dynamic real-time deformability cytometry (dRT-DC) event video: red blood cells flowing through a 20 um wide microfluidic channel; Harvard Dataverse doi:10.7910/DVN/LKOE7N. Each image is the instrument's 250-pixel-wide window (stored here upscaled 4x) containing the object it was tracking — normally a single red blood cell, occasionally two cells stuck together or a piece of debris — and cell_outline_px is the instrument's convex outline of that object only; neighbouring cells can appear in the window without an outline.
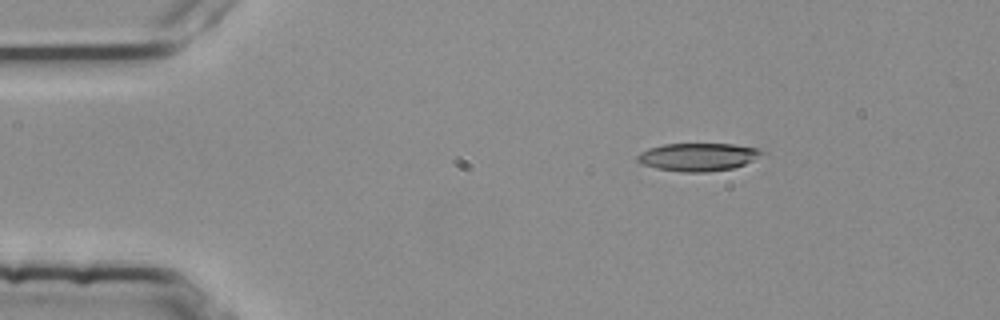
{"species": "common noctule bat (a hibernating species)", "species_latin": "Nyctalus noctula", "temperature_condition": "room temperature", "stored_images_in_passage": 46, "camera_frame_rate_fps": 3000, "um_per_image_px": 0.085, "animal": {"sex": "female", "body_mass_g": 25.1}, "frame": {"image": 1, "passage_image": 1, "time_ms": 0.0, "image_size_px": [1000, 320], "cell_outline_px": [[768, 152], [744, 164], [732, 168], [708, 172], [680, 172], [656, 168], [640, 164], [636, 160], [636, 156], [640, 152], [648, 148], [664, 144], [732, 144], [756, 148]], "centroid_in_image_um": [59.3, 13.34], "position_along_channel_um": 25.7, "area_um2": 20.35}}
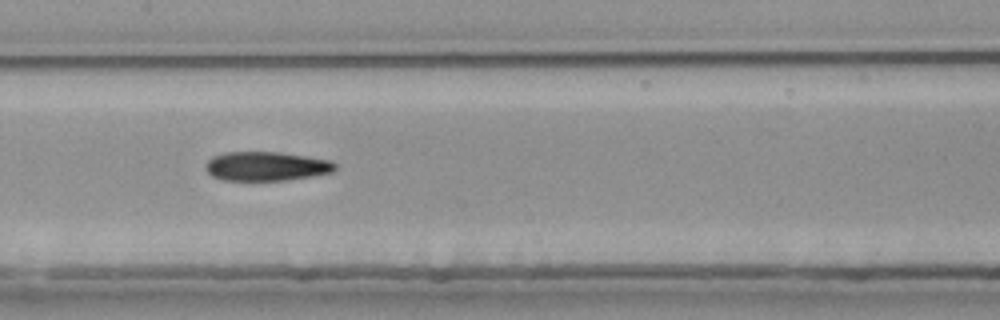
{"frame": {"image": 2, "passage_image": 19, "time_ms": 6.0, "image_size_px": [1000, 320], "cell_outline_px": [[336, 168], [332, 172], [312, 176], [288, 180], [224, 180], [212, 176], [204, 168], [204, 164], [212, 156], [224, 152], [280, 152], [308, 156], [332, 160], [336, 164]], "centroid_in_image_um": [22.63, 14.12], "position_along_channel_um": 184.8, "area_um2": 22.2}}
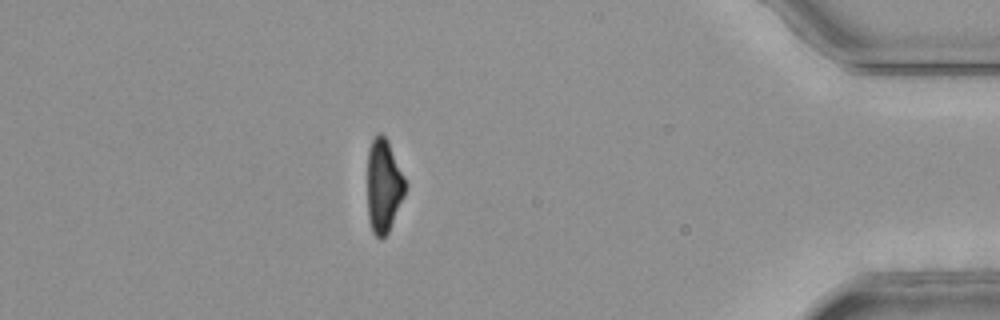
{"frame": {"image": 3, "passage_image": 40, "time_ms": 13.0, "image_size_px": [1000, 320], "cell_outline_px": [[408, 184], [404, 196], [388, 232], [380, 240], [372, 232], [368, 220], [368, 148], [376, 132], [380, 132], [388, 140]], "centroid_in_image_um": [32.61, 15.77], "position_along_channel_um": 402.6, "area_um2": 20.87}, "authors_computed_cell_mechanics": {"area_um2": 22.253, "velocity_mm_per_s": 3.7888, "shape_relaxation_time_tau1_ms": 5.4087, "shape_relaxation_time_tau2_ms": 4.0999, "deformation_change_tau1": 0.1991, "deformation_change_tau2": 0.1482}}